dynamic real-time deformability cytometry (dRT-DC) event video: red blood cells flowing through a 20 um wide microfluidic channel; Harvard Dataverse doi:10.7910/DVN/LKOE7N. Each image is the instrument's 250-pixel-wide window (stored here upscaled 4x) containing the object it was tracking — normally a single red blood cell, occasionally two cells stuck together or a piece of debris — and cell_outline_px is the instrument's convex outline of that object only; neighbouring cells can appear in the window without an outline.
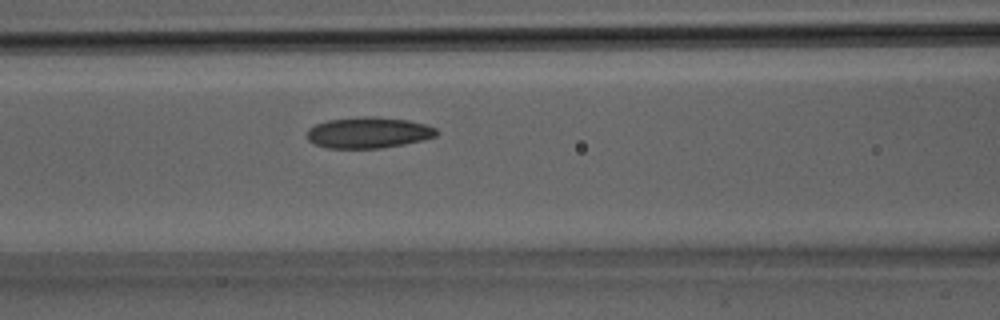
{"species": "Egyptian fruit bat (a non-hibernating species)", "species_latin": "Rousettus aegyptiacus", "temperature_condition": "room temperature", "stored_images_in_passage": 31, "camera_frame_rate_fps": 3000, "um_per_image_px": 0.085, "animal": {"sex": "male"}, "frame": {"image": 1, "passage_image": 13, "time_ms": 4.0, "image_size_px": [1000, 320], "cell_outline_px": [[440, 132], [436, 136], [424, 140], [404, 144], [380, 148], [328, 148], [316, 144], [308, 140], [308, 128], [316, 124], [328, 120], [356, 116], [376, 116], [408, 120], [428, 124], [436, 128]], "centroid_in_image_um": [31.37, 11.26], "position_along_channel_um": 135.2, "area_um2": 23.7}}
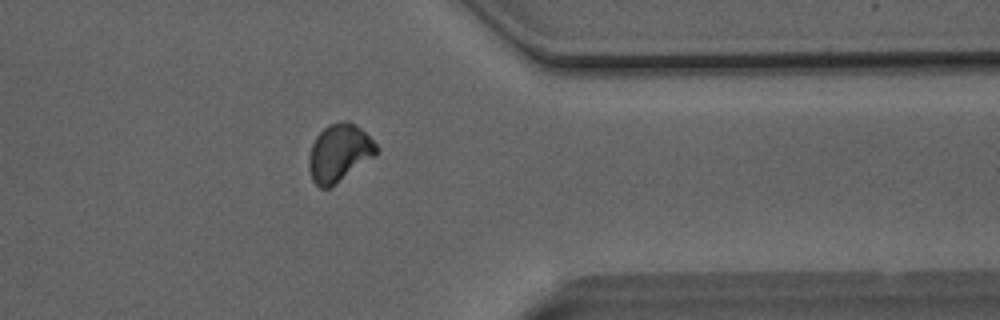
{"frame": {"image": 2, "passage_image": 25, "time_ms": 8.0, "image_size_px": [1000, 320], "cell_outline_px": [[380, 152], [376, 156], [332, 188], [320, 188], [312, 180], [308, 168], [308, 160], [312, 144], [316, 136], [328, 124], [344, 120], [348, 120], [360, 128], [380, 148]], "centroid_in_image_um": [28.85, 13.03], "position_along_channel_um": 382.5, "area_um2": 23.12}}
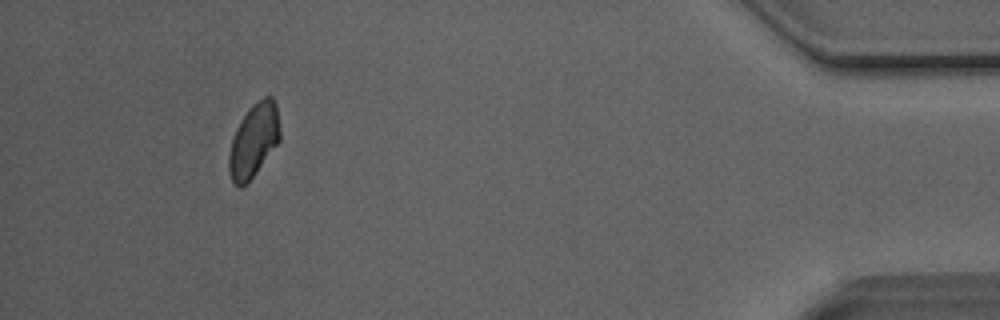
{"frame": {"image": 3, "passage_image": 29, "time_ms": 9.333, "image_size_px": [1000, 320], "cell_outline_px": [[280, 140], [256, 172], [240, 188], [232, 180], [228, 172], [228, 156], [232, 136], [240, 120], [248, 108], [252, 104], [264, 96], [272, 96], [276, 104], [280, 132]], "centroid_in_image_um": [21.55, 11.9], "position_along_channel_um": 413.7, "area_um2": 21.79}}